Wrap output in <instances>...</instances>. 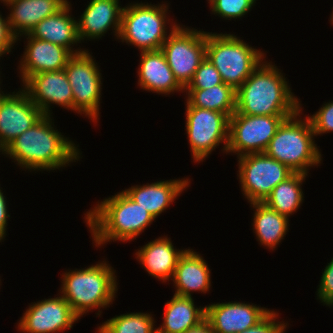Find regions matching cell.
Instances as JSON below:
<instances>
[{"label": "cell", "mask_w": 333, "mask_h": 333, "mask_svg": "<svg viewBox=\"0 0 333 333\" xmlns=\"http://www.w3.org/2000/svg\"><path fill=\"white\" fill-rule=\"evenodd\" d=\"M51 115H44L2 151L28 170H55L79 160L75 143L54 129ZM53 123V124H52ZM53 125V126H52Z\"/></svg>", "instance_id": "1"}, {"label": "cell", "mask_w": 333, "mask_h": 333, "mask_svg": "<svg viewBox=\"0 0 333 333\" xmlns=\"http://www.w3.org/2000/svg\"><path fill=\"white\" fill-rule=\"evenodd\" d=\"M285 76L270 62L262 61L236 90L237 114L294 115L301 108Z\"/></svg>", "instance_id": "2"}, {"label": "cell", "mask_w": 333, "mask_h": 333, "mask_svg": "<svg viewBox=\"0 0 333 333\" xmlns=\"http://www.w3.org/2000/svg\"><path fill=\"white\" fill-rule=\"evenodd\" d=\"M84 217L96 247L136 239L155 220L124 191L98 202Z\"/></svg>", "instance_id": "3"}, {"label": "cell", "mask_w": 333, "mask_h": 333, "mask_svg": "<svg viewBox=\"0 0 333 333\" xmlns=\"http://www.w3.org/2000/svg\"><path fill=\"white\" fill-rule=\"evenodd\" d=\"M61 296L82 317L91 309L109 307L117 293L115 270L105 261L83 269L67 271L62 276Z\"/></svg>", "instance_id": "4"}, {"label": "cell", "mask_w": 333, "mask_h": 333, "mask_svg": "<svg viewBox=\"0 0 333 333\" xmlns=\"http://www.w3.org/2000/svg\"><path fill=\"white\" fill-rule=\"evenodd\" d=\"M299 109L294 115L284 119L265 153L285 165L292 171L308 174V168L318 166L322 155L314 140V131L310 119L300 117Z\"/></svg>", "instance_id": "5"}, {"label": "cell", "mask_w": 333, "mask_h": 333, "mask_svg": "<svg viewBox=\"0 0 333 333\" xmlns=\"http://www.w3.org/2000/svg\"><path fill=\"white\" fill-rule=\"evenodd\" d=\"M206 58L215 66L222 81L237 90L265 59L264 53L252 48L233 34L206 32Z\"/></svg>", "instance_id": "6"}, {"label": "cell", "mask_w": 333, "mask_h": 333, "mask_svg": "<svg viewBox=\"0 0 333 333\" xmlns=\"http://www.w3.org/2000/svg\"><path fill=\"white\" fill-rule=\"evenodd\" d=\"M168 5L134 3L122 11L121 29L118 39L134 45L140 51L160 50L167 40ZM168 19V20H167Z\"/></svg>", "instance_id": "7"}, {"label": "cell", "mask_w": 333, "mask_h": 333, "mask_svg": "<svg viewBox=\"0 0 333 333\" xmlns=\"http://www.w3.org/2000/svg\"><path fill=\"white\" fill-rule=\"evenodd\" d=\"M171 26L172 30L160 50L175 79L185 89L206 57V32L184 28L177 23Z\"/></svg>", "instance_id": "8"}, {"label": "cell", "mask_w": 333, "mask_h": 333, "mask_svg": "<svg viewBox=\"0 0 333 333\" xmlns=\"http://www.w3.org/2000/svg\"><path fill=\"white\" fill-rule=\"evenodd\" d=\"M64 71L73 91V111L97 122L101 100L102 77L90 52L73 54Z\"/></svg>", "instance_id": "9"}, {"label": "cell", "mask_w": 333, "mask_h": 333, "mask_svg": "<svg viewBox=\"0 0 333 333\" xmlns=\"http://www.w3.org/2000/svg\"><path fill=\"white\" fill-rule=\"evenodd\" d=\"M238 165L242 194L250 203L264 202L275 186L294 173L265 152L240 156Z\"/></svg>", "instance_id": "10"}, {"label": "cell", "mask_w": 333, "mask_h": 333, "mask_svg": "<svg viewBox=\"0 0 333 333\" xmlns=\"http://www.w3.org/2000/svg\"><path fill=\"white\" fill-rule=\"evenodd\" d=\"M186 132L192 158L203 161L223 142V152L227 150L229 117L222 112L193 107L186 102Z\"/></svg>", "instance_id": "11"}, {"label": "cell", "mask_w": 333, "mask_h": 333, "mask_svg": "<svg viewBox=\"0 0 333 333\" xmlns=\"http://www.w3.org/2000/svg\"><path fill=\"white\" fill-rule=\"evenodd\" d=\"M290 116L292 115L267 116L233 113L229 118L228 145L225 153L233 152L240 157L265 152L279 125Z\"/></svg>", "instance_id": "12"}, {"label": "cell", "mask_w": 333, "mask_h": 333, "mask_svg": "<svg viewBox=\"0 0 333 333\" xmlns=\"http://www.w3.org/2000/svg\"><path fill=\"white\" fill-rule=\"evenodd\" d=\"M79 319L60 295L30 305L19 320L18 330L23 333H56L71 329Z\"/></svg>", "instance_id": "13"}, {"label": "cell", "mask_w": 333, "mask_h": 333, "mask_svg": "<svg viewBox=\"0 0 333 333\" xmlns=\"http://www.w3.org/2000/svg\"><path fill=\"white\" fill-rule=\"evenodd\" d=\"M21 90L0 98V152L44 116Z\"/></svg>", "instance_id": "14"}, {"label": "cell", "mask_w": 333, "mask_h": 333, "mask_svg": "<svg viewBox=\"0 0 333 333\" xmlns=\"http://www.w3.org/2000/svg\"><path fill=\"white\" fill-rule=\"evenodd\" d=\"M23 84V90L43 115L52 114L51 104L73 111V91L64 70L34 74Z\"/></svg>", "instance_id": "15"}, {"label": "cell", "mask_w": 333, "mask_h": 333, "mask_svg": "<svg viewBox=\"0 0 333 333\" xmlns=\"http://www.w3.org/2000/svg\"><path fill=\"white\" fill-rule=\"evenodd\" d=\"M206 307V319L216 333H238L256 326L272 310L249 303H214Z\"/></svg>", "instance_id": "16"}, {"label": "cell", "mask_w": 333, "mask_h": 333, "mask_svg": "<svg viewBox=\"0 0 333 333\" xmlns=\"http://www.w3.org/2000/svg\"><path fill=\"white\" fill-rule=\"evenodd\" d=\"M26 36L28 42L19 65L22 83L37 73L64 70L73 55L67 48L35 39L29 34H25V38Z\"/></svg>", "instance_id": "17"}, {"label": "cell", "mask_w": 333, "mask_h": 333, "mask_svg": "<svg viewBox=\"0 0 333 333\" xmlns=\"http://www.w3.org/2000/svg\"><path fill=\"white\" fill-rule=\"evenodd\" d=\"M123 8L119 6V0H91L77 20L80 41L99 39L110 28L118 38Z\"/></svg>", "instance_id": "18"}, {"label": "cell", "mask_w": 333, "mask_h": 333, "mask_svg": "<svg viewBox=\"0 0 333 333\" xmlns=\"http://www.w3.org/2000/svg\"><path fill=\"white\" fill-rule=\"evenodd\" d=\"M140 66L138 68V85L141 89L160 94H170L184 91L175 79L161 50L141 51Z\"/></svg>", "instance_id": "19"}, {"label": "cell", "mask_w": 333, "mask_h": 333, "mask_svg": "<svg viewBox=\"0 0 333 333\" xmlns=\"http://www.w3.org/2000/svg\"><path fill=\"white\" fill-rule=\"evenodd\" d=\"M189 179L157 181L123 190L156 219L188 186Z\"/></svg>", "instance_id": "20"}, {"label": "cell", "mask_w": 333, "mask_h": 333, "mask_svg": "<svg viewBox=\"0 0 333 333\" xmlns=\"http://www.w3.org/2000/svg\"><path fill=\"white\" fill-rule=\"evenodd\" d=\"M210 269L197 252L185 249L179 257L172 281L176 287L175 295L192 297L191 293L200 291L206 293L211 287Z\"/></svg>", "instance_id": "21"}, {"label": "cell", "mask_w": 333, "mask_h": 333, "mask_svg": "<svg viewBox=\"0 0 333 333\" xmlns=\"http://www.w3.org/2000/svg\"><path fill=\"white\" fill-rule=\"evenodd\" d=\"M68 0H14L6 4L10 8L7 16L10 30L19 36L29 34L43 19L59 11Z\"/></svg>", "instance_id": "22"}, {"label": "cell", "mask_w": 333, "mask_h": 333, "mask_svg": "<svg viewBox=\"0 0 333 333\" xmlns=\"http://www.w3.org/2000/svg\"><path fill=\"white\" fill-rule=\"evenodd\" d=\"M71 3L67 2L55 14L40 21L29 33L35 39L49 41L67 48L72 54L80 53L84 50H73L74 44L80 43L78 35L77 20L69 14Z\"/></svg>", "instance_id": "23"}, {"label": "cell", "mask_w": 333, "mask_h": 333, "mask_svg": "<svg viewBox=\"0 0 333 333\" xmlns=\"http://www.w3.org/2000/svg\"><path fill=\"white\" fill-rule=\"evenodd\" d=\"M184 252V249H174L170 238L164 236L148 242L135 254L151 276L167 282L172 279L178 259Z\"/></svg>", "instance_id": "24"}, {"label": "cell", "mask_w": 333, "mask_h": 333, "mask_svg": "<svg viewBox=\"0 0 333 333\" xmlns=\"http://www.w3.org/2000/svg\"><path fill=\"white\" fill-rule=\"evenodd\" d=\"M162 326L157 333H184L201 323L206 317V307H196L192 297L175 295L165 303Z\"/></svg>", "instance_id": "25"}, {"label": "cell", "mask_w": 333, "mask_h": 333, "mask_svg": "<svg viewBox=\"0 0 333 333\" xmlns=\"http://www.w3.org/2000/svg\"><path fill=\"white\" fill-rule=\"evenodd\" d=\"M255 208L253 228L261 246L274 249L287 234L289 219L263 202L250 203Z\"/></svg>", "instance_id": "26"}, {"label": "cell", "mask_w": 333, "mask_h": 333, "mask_svg": "<svg viewBox=\"0 0 333 333\" xmlns=\"http://www.w3.org/2000/svg\"><path fill=\"white\" fill-rule=\"evenodd\" d=\"M307 175L294 172L286 180L275 186L263 203L280 215L289 218L290 215L297 211L304 200L301 185Z\"/></svg>", "instance_id": "27"}, {"label": "cell", "mask_w": 333, "mask_h": 333, "mask_svg": "<svg viewBox=\"0 0 333 333\" xmlns=\"http://www.w3.org/2000/svg\"><path fill=\"white\" fill-rule=\"evenodd\" d=\"M193 107L225 113L229 118L236 110V90L225 83L207 89H184Z\"/></svg>", "instance_id": "28"}, {"label": "cell", "mask_w": 333, "mask_h": 333, "mask_svg": "<svg viewBox=\"0 0 333 333\" xmlns=\"http://www.w3.org/2000/svg\"><path fill=\"white\" fill-rule=\"evenodd\" d=\"M155 320L148 313H126L107 319L97 333H157Z\"/></svg>", "instance_id": "29"}, {"label": "cell", "mask_w": 333, "mask_h": 333, "mask_svg": "<svg viewBox=\"0 0 333 333\" xmlns=\"http://www.w3.org/2000/svg\"><path fill=\"white\" fill-rule=\"evenodd\" d=\"M255 3L256 0H213L210 6L214 14L230 20L243 17Z\"/></svg>", "instance_id": "30"}, {"label": "cell", "mask_w": 333, "mask_h": 333, "mask_svg": "<svg viewBox=\"0 0 333 333\" xmlns=\"http://www.w3.org/2000/svg\"><path fill=\"white\" fill-rule=\"evenodd\" d=\"M224 83L215 66L205 57L185 89H207Z\"/></svg>", "instance_id": "31"}, {"label": "cell", "mask_w": 333, "mask_h": 333, "mask_svg": "<svg viewBox=\"0 0 333 333\" xmlns=\"http://www.w3.org/2000/svg\"><path fill=\"white\" fill-rule=\"evenodd\" d=\"M311 121L315 136L333 132V101H329L313 114L308 116Z\"/></svg>", "instance_id": "32"}, {"label": "cell", "mask_w": 333, "mask_h": 333, "mask_svg": "<svg viewBox=\"0 0 333 333\" xmlns=\"http://www.w3.org/2000/svg\"><path fill=\"white\" fill-rule=\"evenodd\" d=\"M318 299L326 306H333V258L326 265L317 289Z\"/></svg>", "instance_id": "33"}, {"label": "cell", "mask_w": 333, "mask_h": 333, "mask_svg": "<svg viewBox=\"0 0 333 333\" xmlns=\"http://www.w3.org/2000/svg\"><path fill=\"white\" fill-rule=\"evenodd\" d=\"M279 314L271 311L261 322L256 326L238 333H284L287 324L277 321Z\"/></svg>", "instance_id": "34"}, {"label": "cell", "mask_w": 333, "mask_h": 333, "mask_svg": "<svg viewBox=\"0 0 333 333\" xmlns=\"http://www.w3.org/2000/svg\"><path fill=\"white\" fill-rule=\"evenodd\" d=\"M17 42V38L10 30L8 18H3L0 13V57L11 52V48Z\"/></svg>", "instance_id": "35"}, {"label": "cell", "mask_w": 333, "mask_h": 333, "mask_svg": "<svg viewBox=\"0 0 333 333\" xmlns=\"http://www.w3.org/2000/svg\"><path fill=\"white\" fill-rule=\"evenodd\" d=\"M6 198L3 195L2 190L0 189V242L5 238L7 220L10 215L7 212Z\"/></svg>", "instance_id": "36"}, {"label": "cell", "mask_w": 333, "mask_h": 333, "mask_svg": "<svg viewBox=\"0 0 333 333\" xmlns=\"http://www.w3.org/2000/svg\"><path fill=\"white\" fill-rule=\"evenodd\" d=\"M184 333H216L210 323L205 318L198 325L187 329Z\"/></svg>", "instance_id": "37"}, {"label": "cell", "mask_w": 333, "mask_h": 333, "mask_svg": "<svg viewBox=\"0 0 333 333\" xmlns=\"http://www.w3.org/2000/svg\"><path fill=\"white\" fill-rule=\"evenodd\" d=\"M0 1H1V3L4 2L3 4L5 5V4H8V3H10L11 1H14V0H0Z\"/></svg>", "instance_id": "38"}, {"label": "cell", "mask_w": 333, "mask_h": 333, "mask_svg": "<svg viewBox=\"0 0 333 333\" xmlns=\"http://www.w3.org/2000/svg\"><path fill=\"white\" fill-rule=\"evenodd\" d=\"M1 82V81H0ZM1 84V83H0ZM5 94L3 93V91H1V87H0V98H2Z\"/></svg>", "instance_id": "39"}, {"label": "cell", "mask_w": 333, "mask_h": 333, "mask_svg": "<svg viewBox=\"0 0 333 333\" xmlns=\"http://www.w3.org/2000/svg\"><path fill=\"white\" fill-rule=\"evenodd\" d=\"M330 20L332 21L331 23L333 24V12H332V16H331Z\"/></svg>", "instance_id": "40"}]
</instances>
